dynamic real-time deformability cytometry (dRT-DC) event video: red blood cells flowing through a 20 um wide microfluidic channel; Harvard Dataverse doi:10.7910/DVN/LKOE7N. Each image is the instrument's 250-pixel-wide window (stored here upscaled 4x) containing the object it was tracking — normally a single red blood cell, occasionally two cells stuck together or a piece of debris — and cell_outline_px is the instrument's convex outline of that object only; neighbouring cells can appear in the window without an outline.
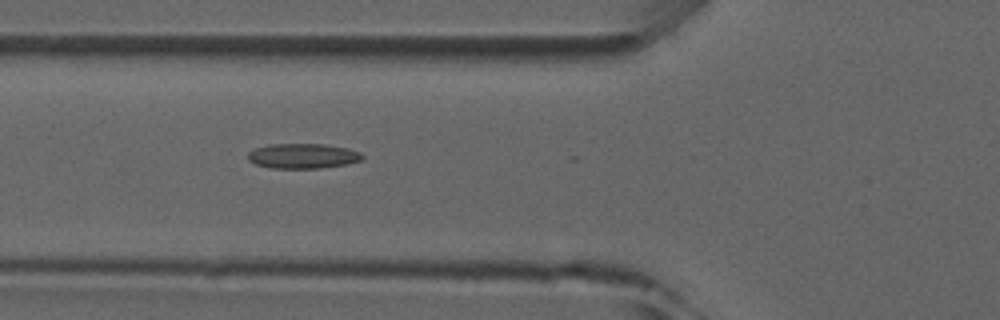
{"species": "common noctule bat (a hibernating species)", "species_latin": "Nyctalus noctula", "temperature_condition": "room temperature", "stored_images_in_passage": 6, "camera_frame_rate_fps": 3000, "um_per_image_px": 0.085, "animal": {"sex": "male", "forearm_length_mm": 52.5}, "frame": {"image": 1, "passage_image": 6, "time_ms": 5.667, "image_size_px": [1000, 320], "cell_outline_px": [[364, 156], [360, 160], [344, 164], [320, 168], [272, 168], [256, 164], [248, 160], [248, 152], [256, 148], [272, 144], [324, 144], [348, 148], [360, 152]], "centroid_in_image_um": [25.73, 13.25], "position_along_channel_um": 100.1, "area_um2": 16.47}}